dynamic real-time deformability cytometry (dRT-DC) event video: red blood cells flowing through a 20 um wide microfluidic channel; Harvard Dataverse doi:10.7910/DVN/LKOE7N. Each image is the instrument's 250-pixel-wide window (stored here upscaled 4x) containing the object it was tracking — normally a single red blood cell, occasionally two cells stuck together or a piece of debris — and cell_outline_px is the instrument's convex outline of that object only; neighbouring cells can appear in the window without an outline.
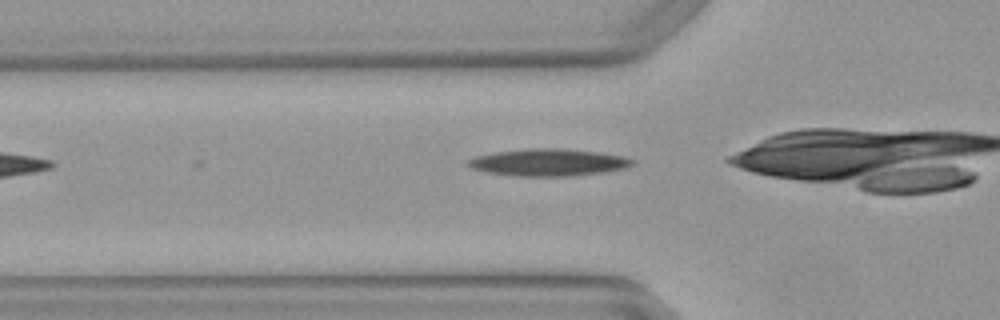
{"species": "Egyptian fruit bat (a non-hibernating species)", "species_latin": "Rousettus aegyptiacus", "temperature_condition": "warm", "stored_images_in_passage": 5, "camera_frame_rate_fps": 3000, "um_per_image_px": 0.085, "animal": {"sex": "female"}, "frame": {"image": 1, "passage_image": 4, "time_ms": 1.0, "image_size_px": [1000, 320], "cell_outline_px": [[636, 164], [624, 168], [604, 172], [568, 176], [512, 176], [488, 172], [472, 168], [464, 164], [468, 160], [476, 156], [496, 152], [528, 148], [564, 148], [600, 152], [624, 156], [636, 160]], "centroid_in_image_um": [46.65, 13.8], "position_along_channel_um": 79.2, "area_um2": 26.18}}